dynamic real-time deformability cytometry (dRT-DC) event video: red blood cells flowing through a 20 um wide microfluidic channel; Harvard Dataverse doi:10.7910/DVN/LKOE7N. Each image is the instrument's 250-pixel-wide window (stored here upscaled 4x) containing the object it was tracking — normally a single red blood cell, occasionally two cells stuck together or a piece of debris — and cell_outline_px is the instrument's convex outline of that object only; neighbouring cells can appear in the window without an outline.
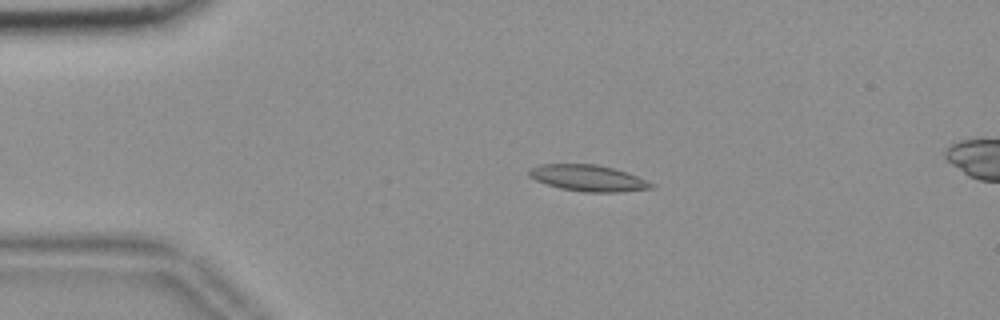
{"species": "common noctule bat (a hibernating species)", "species_latin": "Nyctalus noctula", "temperature_condition": "room temperature", "stored_images_in_passage": 56, "segment_of_instrument_passage": [1, 2], "camera_frame_rate_fps": 3000, "um_per_image_px": 0.085, "animal": {"sex": "female", "body_mass_g": 18.4}, "frame": {"image": 1, "passage_image": 11, "time_ms": 3.333, "image_size_px": [1000, 320], "cell_outline_px": [[656, 188], [620, 192], [584, 192], [560, 188], [536, 180], [528, 176], [528, 168], [540, 164], [596, 164], [612, 168], [636, 176], [656, 184]], "centroid_in_image_um": [49.99, 15.14], "position_along_channel_um": 35.0, "area_um2": 18.73}}
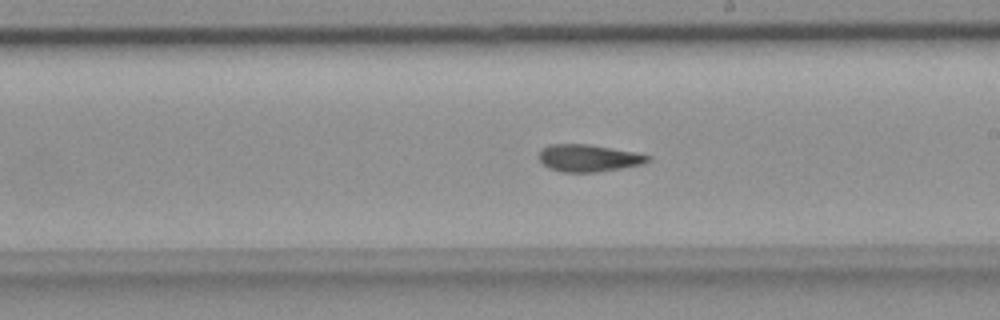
{"frame": {"image": 2, "passage_image": 31, "time_ms": 10.0, "image_size_px": [1000, 320], "cell_outline_px": [[652, 160], [644, 164], [596, 172], [560, 172], [548, 168], [540, 160], [540, 152], [548, 144], [588, 144], [632, 152], [652, 156]], "centroid_in_image_um": [50.04, 13.44], "position_along_channel_um": 239.0, "area_um2": 17.11}}
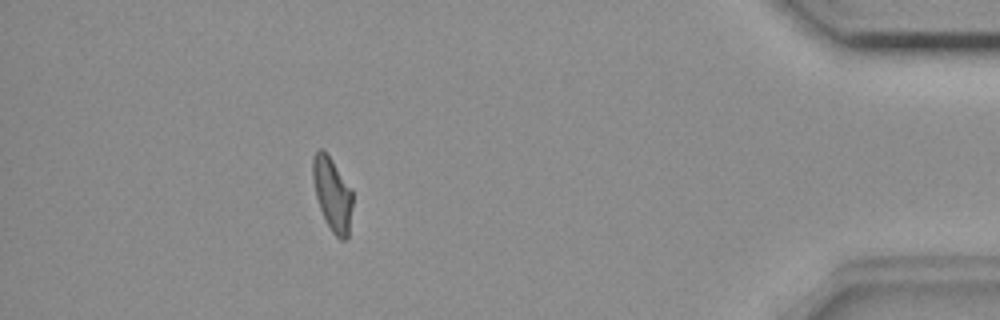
{"frame": {"image": 3, "passage_image": 49, "time_ms": 16.0, "image_size_px": [1000, 320], "cell_outline_px": [[352, 204], [348, 236], [344, 240], [340, 240], [332, 232], [320, 208], [316, 196], [312, 176], [312, 156], [320, 148], [324, 148], [352, 188]], "centroid_in_image_um": [28.24, 16.45], "position_along_channel_um": 407.0, "area_um2": 17.05}}